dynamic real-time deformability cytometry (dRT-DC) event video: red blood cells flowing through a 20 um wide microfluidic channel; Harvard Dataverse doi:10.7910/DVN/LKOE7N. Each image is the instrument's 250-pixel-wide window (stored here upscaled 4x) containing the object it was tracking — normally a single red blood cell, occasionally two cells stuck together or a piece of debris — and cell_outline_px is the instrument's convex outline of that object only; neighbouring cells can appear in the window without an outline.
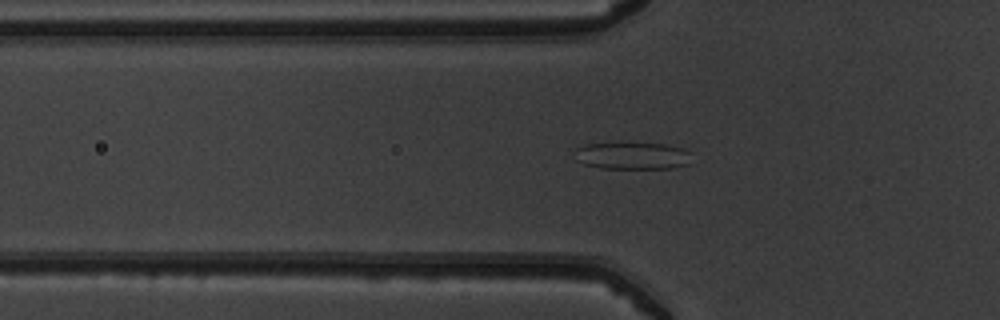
{"species": "common noctule bat (a hibernating species)", "species_latin": "Nyctalus noctula", "temperature_condition": "warm", "stored_images_in_passage": 50, "camera_frame_rate_fps": 3000, "um_per_image_px": 0.085, "animal": {"sex": "male", "body_mass_g": 19.5, "forearm_length_mm": 54.6}, "frame": {"image": 1, "passage_image": 19, "time_ms": 6.0, "image_size_px": [1000, 320], "cell_outline_px": [[688, 164], [672, 168], [600, 168], [584, 164], [576, 160], [572, 152], [576, 148], [588, 144], [664, 144], [684, 148], [688, 152]], "centroid_in_image_um": [53.69, 13.25], "position_along_channel_um": 72.1, "area_um2": 18.15}}
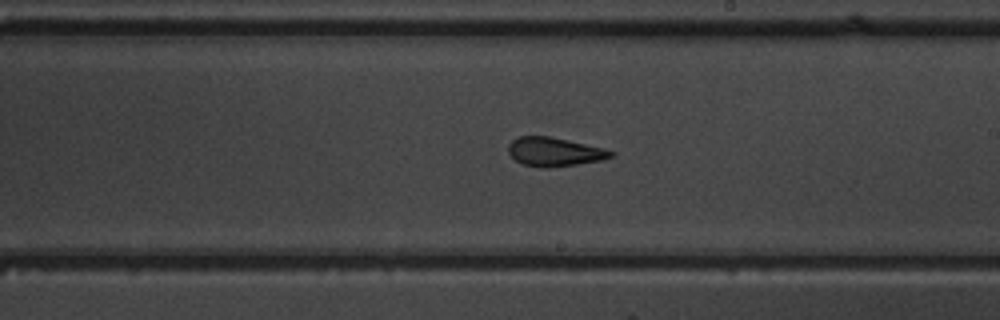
{"frame": {"image": 2, "passage_image": 32, "time_ms": 10.333, "image_size_px": [1000, 320], "cell_outline_px": [[616, 152], [612, 156], [600, 160], [576, 164], [544, 168], [524, 164], [516, 160], [508, 152], [508, 144], [512, 140], [520, 136], [548, 136], [604, 148]], "centroid_in_image_um": [47.11, 12.9], "position_along_channel_um": 241.9, "area_um2": 16.94}}
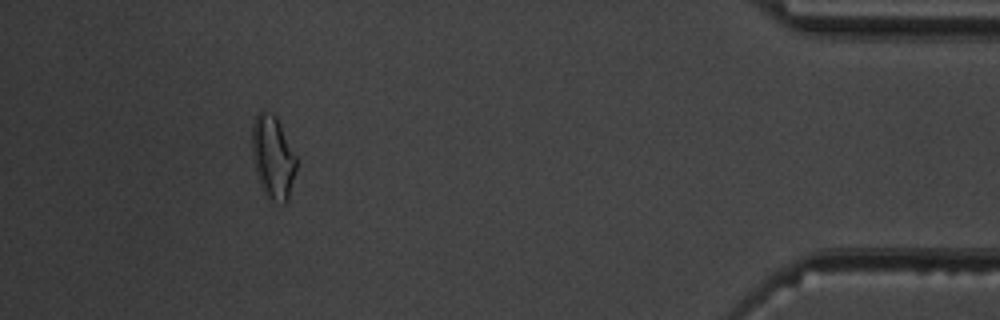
{"frame": {"image": 3, "passage_image": 49, "time_ms": 16.0, "image_size_px": [1000, 320], "cell_outline_px": [[296, 168], [288, 200], [284, 204], [268, 200], [264, 196], [252, 160], [252, 124], [256, 116], [260, 112], [272, 112], [276, 116], [296, 156]], "centroid_in_image_um": [23.18, 13.41], "position_along_channel_um": 412.0, "area_um2": 21.56}}